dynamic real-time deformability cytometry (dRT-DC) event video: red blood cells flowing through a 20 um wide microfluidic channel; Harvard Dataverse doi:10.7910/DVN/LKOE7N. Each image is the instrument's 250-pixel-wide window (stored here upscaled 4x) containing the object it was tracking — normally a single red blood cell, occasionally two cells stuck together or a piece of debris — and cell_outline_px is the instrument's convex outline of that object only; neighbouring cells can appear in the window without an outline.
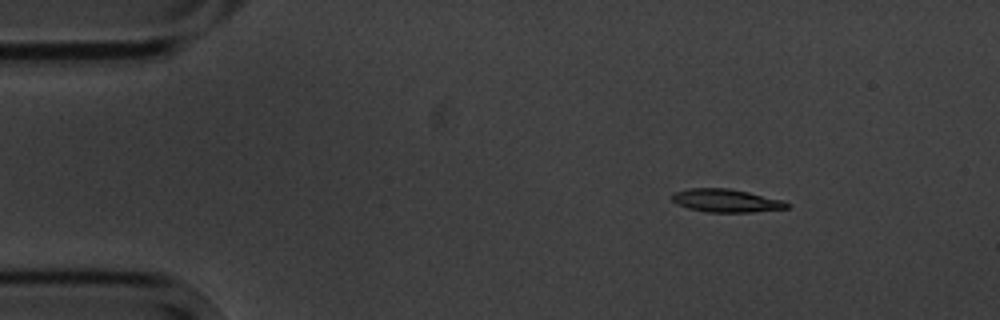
{"species": "common noctule bat (a hibernating species)", "species_latin": "Nyctalus noctula", "temperature_condition": "cold", "stored_images_in_passage": 3, "camera_frame_rate_fps": 3000, "um_per_image_px": 0.085, "animal": {"sex": "male", "body_mass_g": 20.1, "forearm_length_mm": 53.5}, "frame": {"image": 1, "passage_image": 1, "time_ms": 0.0, "image_size_px": [1000, 320], "cell_outline_px": [[792, 204], [788, 208], [752, 212], [704, 212], [688, 208], [676, 204], [668, 196], [672, 192], [688, 188], [728, 188], [748, 192], [784, 200]], "centroid_in_image_um": [61.68, 17.05], "position_along_channel_um": 23.3, "area_um2": 15.78}}